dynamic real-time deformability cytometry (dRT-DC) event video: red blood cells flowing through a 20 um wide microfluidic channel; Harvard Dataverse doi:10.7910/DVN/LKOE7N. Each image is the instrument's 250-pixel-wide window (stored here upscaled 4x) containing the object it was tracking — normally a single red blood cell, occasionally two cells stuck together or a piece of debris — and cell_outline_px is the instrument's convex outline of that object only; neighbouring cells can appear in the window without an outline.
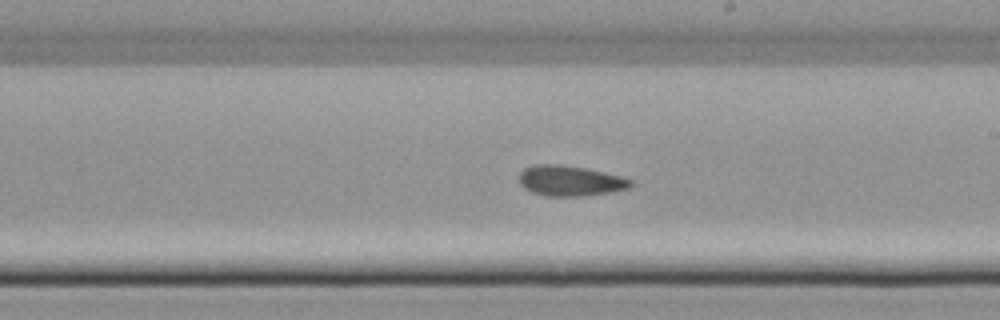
{"species": "common noctule bat (a hibernating species)", "species_latin": "Nyctalus noctula", "temperature_condition": "cold", "stored_images_in_passage": 37, "camera_frame_rate_fps": 3000, "um_per_image_px": 0.085, "animal": {"sex": "female", "body_mass_g": 22.7, "forearm_length_mm": 54.2}, "frame": {"image": 1, "passage_image": 16, "time_ms": 5.0, "image_size_px": [1000, 320], "cell_outline_px": [[636, 184], [628, 188], [608, 192], [584, 196], [544, 196], [532, 192], [524, 188], [520, 184], [520, 172], [524, 168], [532, 164], [560, 164], [584, 168], [604, 172], [636, 180]], "centroid_in_image_um": [48.48, 15.36], "position_along_channel_um": 240.5, "area_um2": 19.94}}
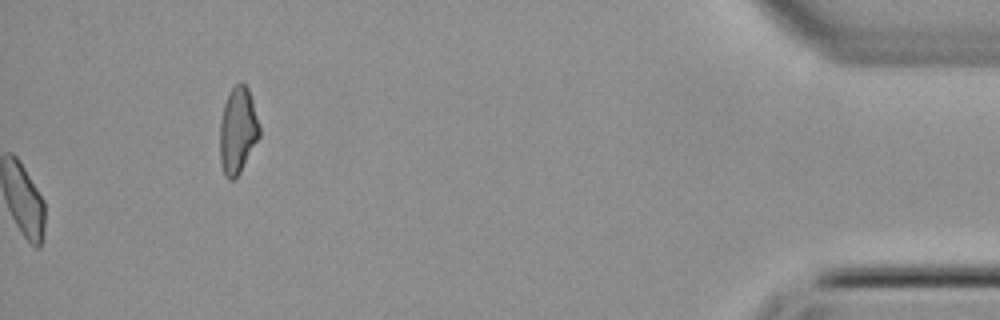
{"frame": {"image": 2, "passage_image": 37, "time_ms": 12.0, "image_size_px": [1000, 320], "cell_outline_px": [[260, 136], [240, 172], [232, 180], [228, 180], [224, 176], [220, 164], [220, 120], [224, 104], [232, 88], [240, 80], [248, 88], [252, 100], [260, 128]], "centroid_in_image_um": [20.2, 11.11], "position_along_channel_um": 415.0, "area_um2": 19.88}}